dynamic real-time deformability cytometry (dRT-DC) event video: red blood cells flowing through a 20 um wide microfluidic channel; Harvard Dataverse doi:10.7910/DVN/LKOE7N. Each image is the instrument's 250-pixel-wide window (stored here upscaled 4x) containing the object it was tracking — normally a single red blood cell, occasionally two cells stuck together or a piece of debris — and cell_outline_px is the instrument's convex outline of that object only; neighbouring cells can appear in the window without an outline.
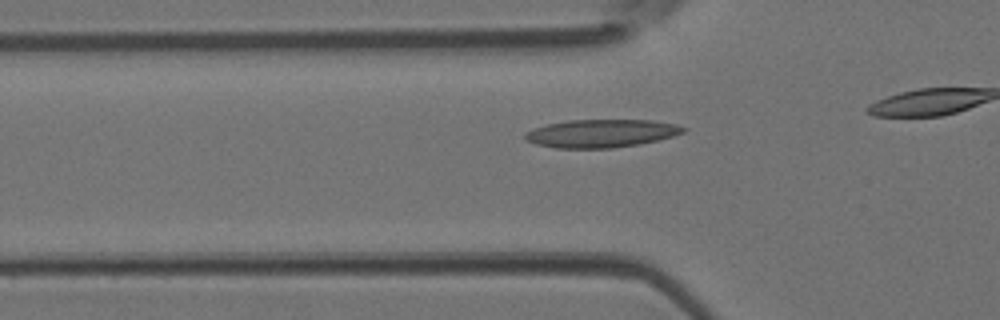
{"species": "Egyptian fruit bat (a non-hibernating species)", "species_latin": "Rousettus aegyptiacus", "temperature_condition": "room temperature", "stored_images_in_passage": 14, "camera_frame_rate_fps": 3000, "um_per_image_px": 0.085, "animal": {"sex": "female"}, "frame": {"image": 1, "passage_image": 7, "time_ms": 2.0, "image_size_px": [1000, 320], "cell_outline_px": [[688, 128], [684, 132], [672, 136], [640, 144], [612, 148], [556, 148], [536, 144], [524, 140], [524, 132], [548, 124], [568, 120], [652, 120], [676, 124]], "centroid_in_image_um": [51.1, 11.34], "position_along_channel_um": 74.7, "area_um2": 25.84}}
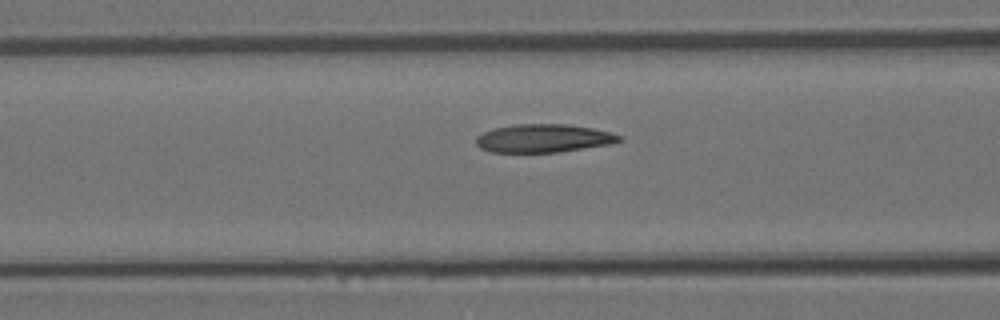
{"frame": {"image": 2, "passage_image": 10, "time_ms": 3.0, "image_size_px": [1000, 320], "cell_outline_px": [[624, 140], [608, 144], [560, 152], [492, 152], [480, 148], [476, 144], [476, 136], [492, 128], [516, 124], [568, 124], [592, 128], [612, 132], [620, 136]], "centroid_in_image_um": [46.18, 11.75], "position_along_channel_um": 120.4, "area_um2": 23.58}}